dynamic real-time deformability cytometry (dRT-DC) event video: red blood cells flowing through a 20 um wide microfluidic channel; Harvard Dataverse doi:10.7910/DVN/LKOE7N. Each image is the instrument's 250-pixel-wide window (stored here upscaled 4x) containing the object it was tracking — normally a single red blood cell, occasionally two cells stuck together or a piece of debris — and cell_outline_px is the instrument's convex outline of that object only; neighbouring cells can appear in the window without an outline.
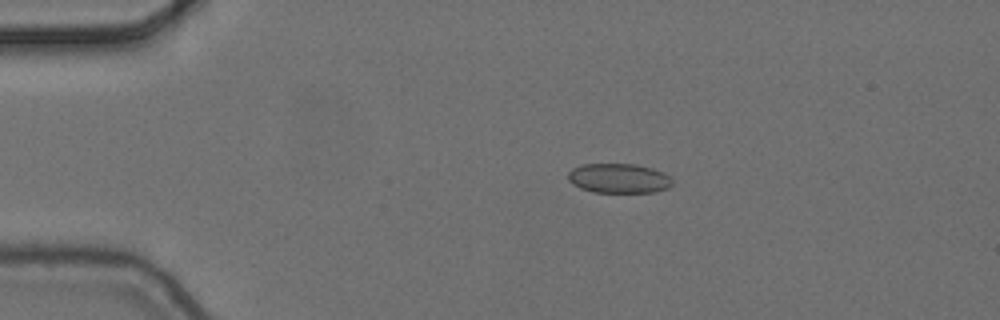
{"species": "common noctule bat (a hibernating species)", "species_latin": "Nyctalus noctula", "temperature_condition": "cold", "stored_images_in_passage": 9, "camera_frame_rate_fps": 3000, "um_per_image_px": 0.085, "animal": {"sex": "female", "body_mass_g": 24.6, "forearm_length_mm": 56.2}, "frame": {"image": 1, "passage_image": 3, "time_ms": 0.667, "image_size_px": [1000, 320], "cell_outline_px": [[672, 184], [668, 188], [652, 192], [592, 192], [580, 188], [572, 184], [568, 180], [568, 172], [572, 168], [580, 164], [636, 164], [652, 168], [664, 172], [672, 180]], "centroid_in_image_um": [52.57, 15.15], "position_along_channel_um": 32.4, "area_um2": 18.09}}
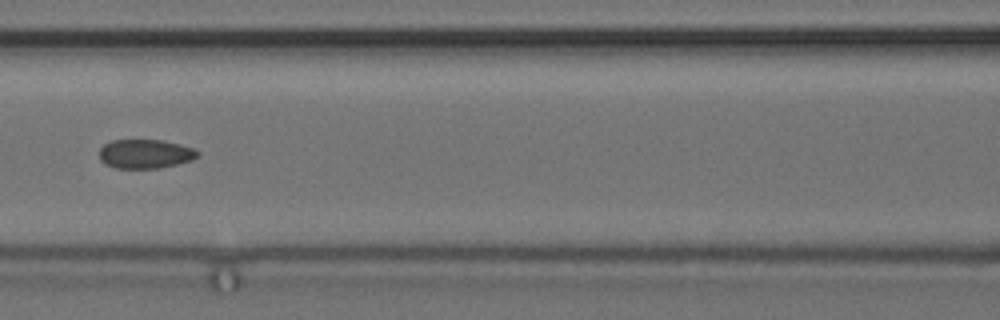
{"frame": {"image": 2, "passage_image": 7, "time_ms": 2.0, "image_size_px": [1000, 320], "cell_outline_px": [[200, 152], [192, 160], [160, 168], [116, 168], [104, 164], [100, 160], [100, 148], [104, 144], [112, 140], [160, 140], [180, 144], [192, 148]], "centroid_in_image_um": [12.32, 13.08], "position_along_channel_um": 154.3, "area_um2": 16.59}}
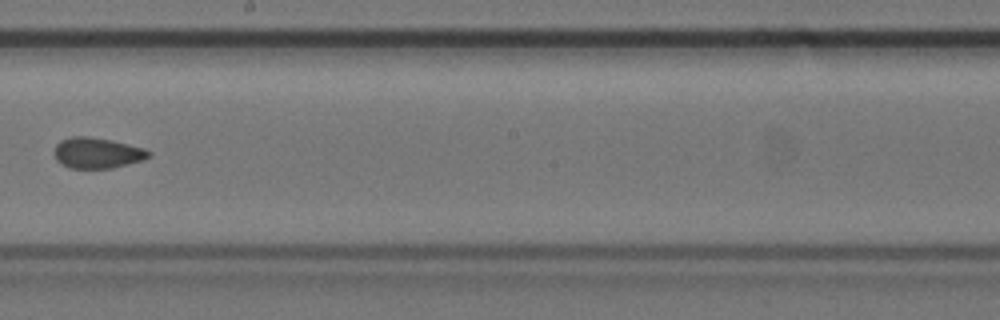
{"frame": {"image": 3, "passage_image": 9, "time_ms": 2.667, "image_size_px": [1000, 320], "cell_outline_px": [[152, 156], [144, 160], [112, 168], [72, 168], [56, 160], [56, 144], [60, 140], [72, 136], [88, 136], [112, 140], [144, 148], [152, 152]], "centroid_in_image_um": [8.32, 12.99], "position_along_channel_um": 239.9, "area_um2": 16.88}}